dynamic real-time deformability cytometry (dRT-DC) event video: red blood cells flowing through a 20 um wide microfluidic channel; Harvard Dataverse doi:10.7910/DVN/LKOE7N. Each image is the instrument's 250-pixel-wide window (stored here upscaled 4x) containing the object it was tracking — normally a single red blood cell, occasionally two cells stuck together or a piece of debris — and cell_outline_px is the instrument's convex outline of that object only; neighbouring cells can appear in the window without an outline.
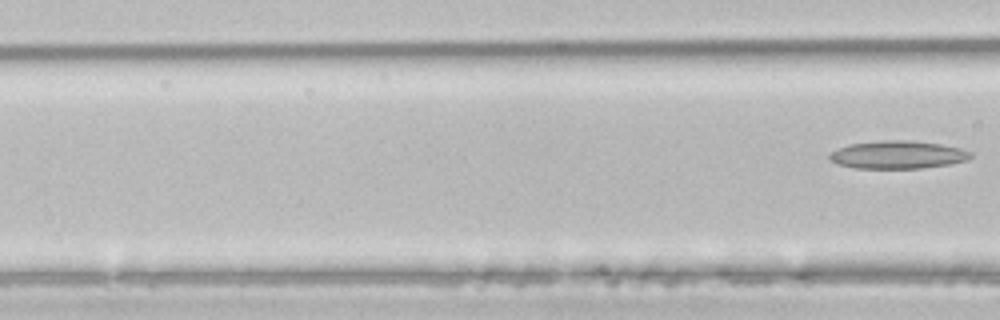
{"species": "common noctule bat (a hibernating species)", "species_latin": "Nyctalus noctula", "temperature_condition": "room temperature", "stored_images_in_passage": 6, "segment_of_instrument_passage": [2, 2], "camera_frame_rate_fps": 3000, "um_per_image_px": 0.085, "animal": {"sex": "male", "body_mass_g": 21.5, "forearm_length_mm": 52.0}, "frame": {"image": 1, "passage_image": 6, "time_ms": 1.667, "image_size_px": [1000, 320], "cell_outline_px": [[972, 156], [968, 160], [948, 164], [920, 168], [856, 168], [836, 164], [828, 160], [828, 156], [832, 152], [848, 144], [884, 140], [912, 140], [940, 144], [960, 148], [972, 152]], "centroid_in_image_um": [76.3, 13.15], "position_along_channel_um": 90.3, "area_um2": 22.95}}